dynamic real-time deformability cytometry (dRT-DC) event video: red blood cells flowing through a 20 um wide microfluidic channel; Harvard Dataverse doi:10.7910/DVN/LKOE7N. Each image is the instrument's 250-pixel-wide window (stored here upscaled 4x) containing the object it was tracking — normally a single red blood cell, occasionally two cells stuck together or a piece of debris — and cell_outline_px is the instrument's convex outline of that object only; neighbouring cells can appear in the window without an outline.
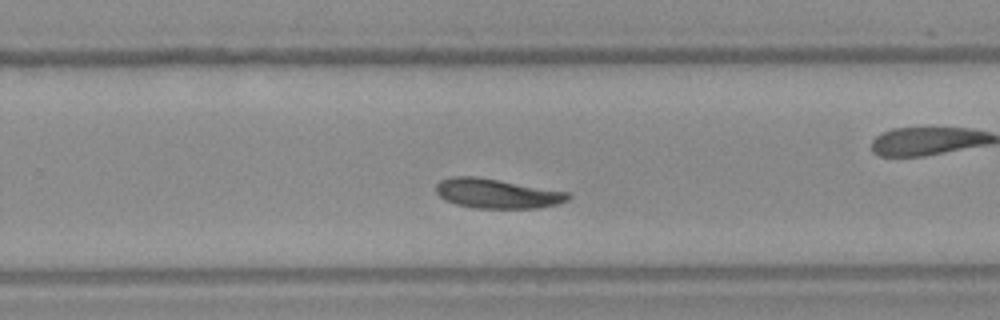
{"species": "Egyptian fruit bat (a non-hibernating species)", "species_latin": "Rousettus aegyptiacus", "temperature_condition": "warm", "stored_images_in_passage": 35, "camera_frame_rate_fps": 3000, "um_per_image_px": 0.085, "frame": {"image": 1, "passage_image": 20, "time_ms": 6.333, "image_size_px": [1000, 320], "cell_outline_px": [[572, 196], [568, 200], [560, 204], [540, 208], [472, 208], [456, 204], [444, 200], [436, 192], [436, 184], [440, 180], [452, 176], [476, 176], [500, 180], [568, 192]], "centroid_in_image_um": [42.25, 16.45], "position_along_channel_um": 287.6, "area_um2": 22.95}}
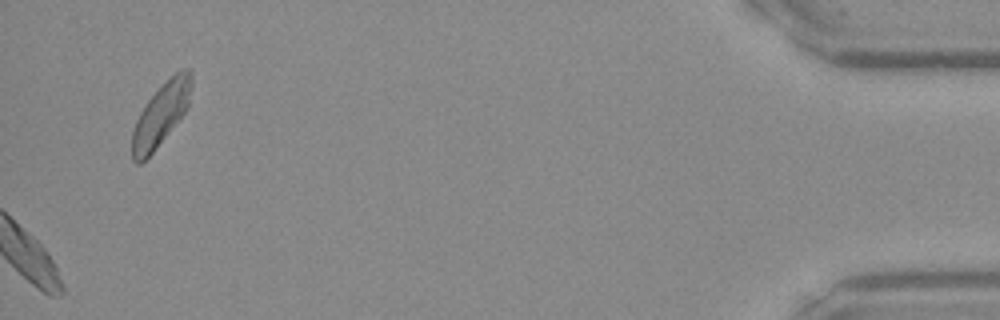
{"frame": {"image": 2, "passage_image": 35, "time_ms": 11.333, "image_size_px": [1000, 320], "cell_outline_px": [[192, 84], [188, 108], [152, 152], [140, 164], [136, 164], [132, 160], [132, 132], [136, 120], [144, 104], [180, 68], [188, 68], [192, 72]], "centroid_in_image_um": [13.68, 9.71], "position_along_channel_um": 421.5, "area_um2": 21.27}}